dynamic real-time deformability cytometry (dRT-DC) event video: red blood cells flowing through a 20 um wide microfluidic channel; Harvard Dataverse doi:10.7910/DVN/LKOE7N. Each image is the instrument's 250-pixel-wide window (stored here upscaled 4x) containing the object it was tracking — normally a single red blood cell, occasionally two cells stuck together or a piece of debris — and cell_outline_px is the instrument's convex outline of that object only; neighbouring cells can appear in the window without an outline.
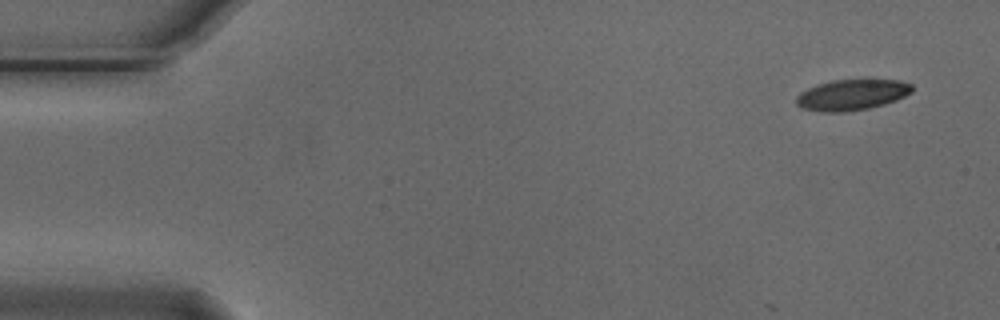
{"species": "Egyptian fruit bat (a non-hibernating species)", "species_latin": "Rousettus aegyptiacus", "temperature_condition": "cold", "stored_images_in_passage": 10, "camera_frame_rate_fps": 3000, "um_per_image_px": 0.085, "animal": {"sex": "male"}, "frame": {"image": 1, "passage_image": 1, "time_ms": 0.0, "image_size_px": [1000, 320], "cell_outline_px": [[912, 92], [896, 100], [884, 104], [868, 108], [844, 112], [820, 112], [800, 108], [796, 104], [796, 96], [800, 92], [808, 88], [832, 80], [868, 76], [900, 80], [912, 84]], "centroid_in_image_um": [72.44, 8.0], "position_along_channel_um": 12.6, "area_um2": 21.73}}
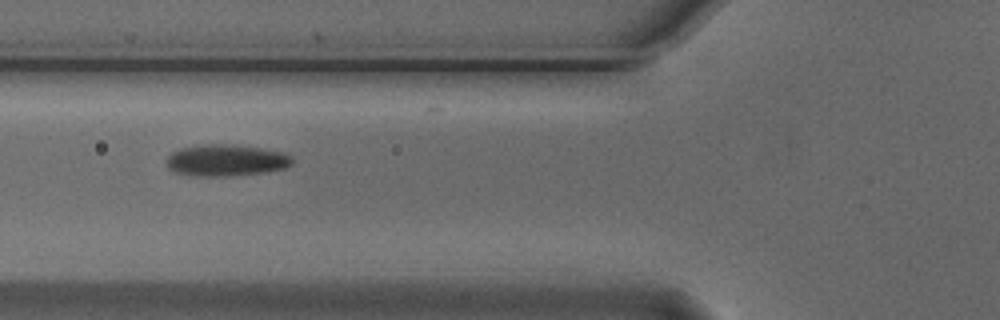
{"frame": {"image": 2, "passage_image": 5, "time_ms": 1.333, "image_size_px": [1000, 320], "cell_outline_px": [[292, 164], [284, 168], [268, 172], [232, 176], [188, 176], [172, 172], [168, 168], [168, 156], [172, 152], [180, 148], [208, 144], [228, 144], [260, 148], [284, 152], [292, 156]], "centroid_in_image_um": [19.21, 13.64], "position_along_channel_um": 106.6, "area_um2": 23.35}}
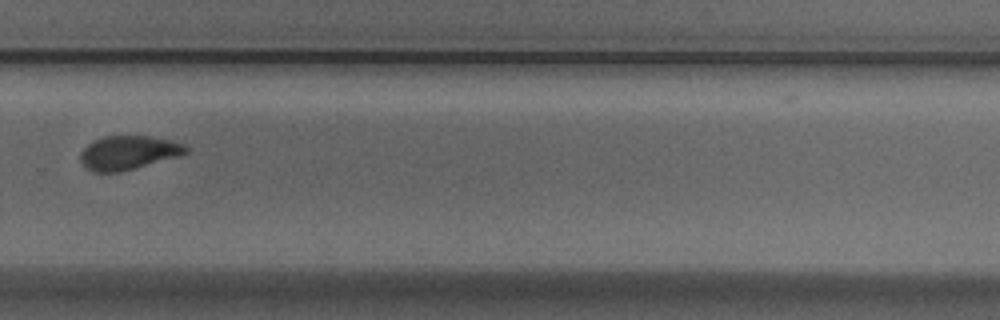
{"frame": {"image": 3, "passage_image": 10, "time_ms": 3.0, "image_size_px": [1000, 320], "cell_outline_px": [[188, 152], [180, 156], [120, 172], [92, 172], [84, 168], [80, 160], [80, 152], [88, 144], [104, 136], [152, 136], [184, 144], [188, 148]], "centroid_in_image_um": [10.89, 12.99], "position_along_channel_um": 318.9, "area_um2": 20.87}}